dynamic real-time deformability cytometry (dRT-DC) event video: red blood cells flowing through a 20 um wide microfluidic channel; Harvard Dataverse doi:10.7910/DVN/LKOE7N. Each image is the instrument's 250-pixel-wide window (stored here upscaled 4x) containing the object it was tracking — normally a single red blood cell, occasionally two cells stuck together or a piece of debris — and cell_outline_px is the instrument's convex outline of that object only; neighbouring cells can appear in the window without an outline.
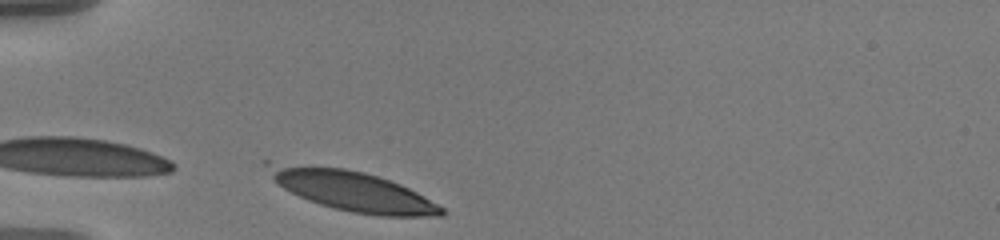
{"species": "human", "species_latin": "Homo sapiens", "temperature_condition": "warm", "stored_images_in_passage": 17, "camera_frame_rate_fps": 3000, "um_per_image_px": 0.085, "donor": {"sex": "male"}, "frame": {"image": 1, "passage_image": 1, "time_ms": 0.0, "image_size_px": [1000, 240], "cell_outline_px": [[448, 212], [444, 216], [380, 216], [352, 212], [320, 204], [308, 200], [284, 188], [272, 176], [264, 164], [264, 160], [268, 160], [344, 168], [364, 172], [400, 184], [416, 192], [444, 208]], "centroid_in_image_um": [29.9, 16.19], "position_along_channel_um": 55.1, "area_um2": 40.4}}
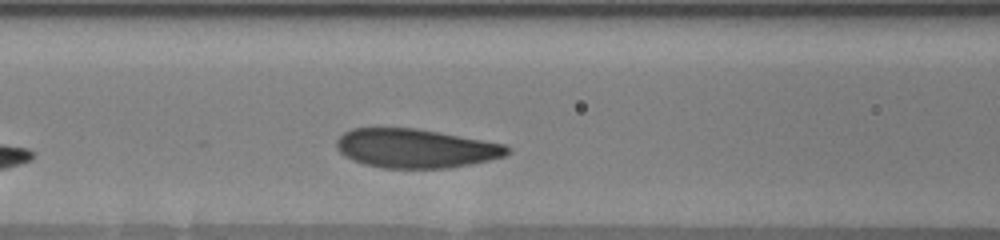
{"frame": {"image": 2, "passage_image": 9, "time_ms": 2.667, "image_size_px": [1000, 240], "cell_outline_px": [[512, 152], [504, 156], [488, 160], [448, 168], [384, 168], [364, 164], [340, 152], [336, 148], [336, 140], [344, 132], [352, 128], [416, 128], [504, 144], [512, 148]], "centroid_in_image_um": [35.34, 12.61], "position_along_channel_um": 131.3, "area_um2": 38.49}}
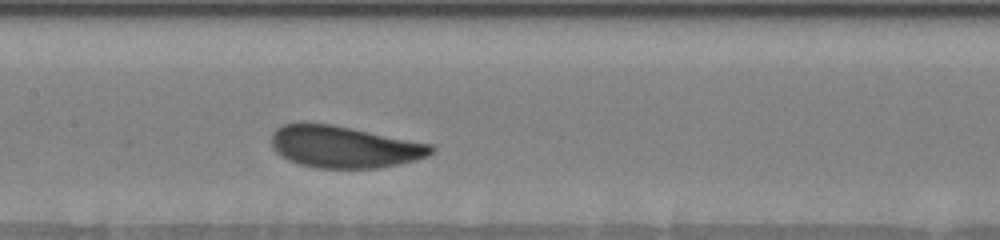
{"frame": {"image": 3, "passage_image": 13, "time_ms": 4.0, "image_size_px": [1000, 240], "cell_outline_px": [[436, 152], [428, 156], [416, 160], [376, 168], [316, 168], [300, 164], [288, 160], [276, 152], [272, 148], [272, 132], [276, 128], [284, 124], [304, 120], [332, 124], [432, 144], [436, 148]], "centroid_in_image_um": [29.22, 12.45], "position_along_channel_um": 178.2, "area_um2": 39.54}}